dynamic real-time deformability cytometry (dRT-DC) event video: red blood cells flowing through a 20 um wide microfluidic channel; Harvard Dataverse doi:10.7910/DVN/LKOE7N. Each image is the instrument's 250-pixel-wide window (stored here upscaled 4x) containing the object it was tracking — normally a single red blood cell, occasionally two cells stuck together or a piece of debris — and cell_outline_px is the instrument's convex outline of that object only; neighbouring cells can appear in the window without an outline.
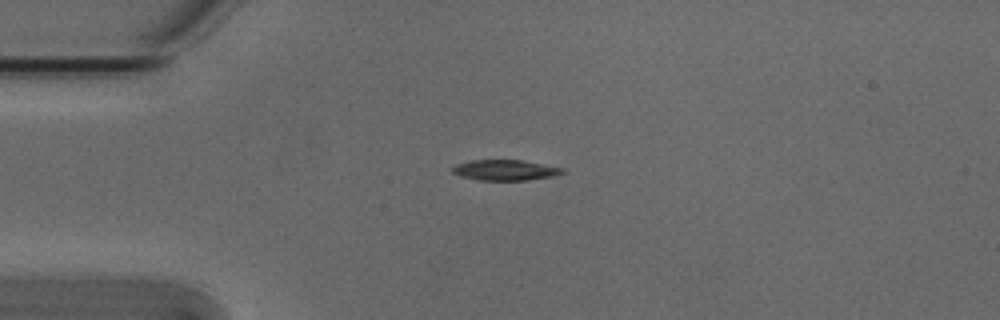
{"species": "Egyptian fruit bat (a non-hibernating species)", "species_latin": "Rousettus aegyptiacus", "temperature_condition": "cold", "stored_images_in_passage": 5, "camera_frame_rate_fps": 3000, "um_per_image_px": 0.085, "animal": {"sex": "male"}, "frame": {"image": 1, "passage_image": 1, "time_ms": 0.0, "image_size_px": [1000, 320], "cell_outline_px": [[568, 172], [552, 176], [528, 180], [480, 180], [460, 176], [452, 172], [452, 168], [456, 164], [472, 160], [520, 160], [564, 168]], "centroid_in_image_um": [42.96, 14.46], "position_along_channel_um": 42.0, "area_um2": 13.12}}
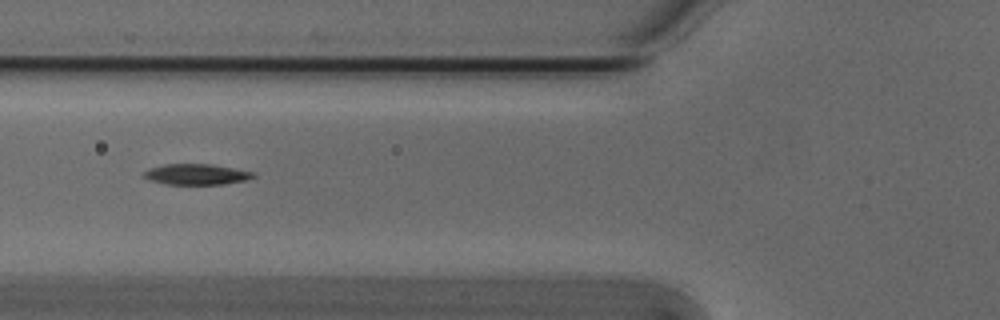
{"frame": {"image": 2, "passage_image": 3, "time_ms": 0.667, "image_size_px": [1000, 320], "cell_outline_px": [[256, 176], [244, 180], [224, 184], [164, 184], [148, 180], [144, 176], [144, 172], [152, 168], [164, 164], [212, 164], [256, 172]], "centroid_in_image_um": [16.72, 14.82], "position_along_channel_um": 109.1, "area_um2": 13.18}}
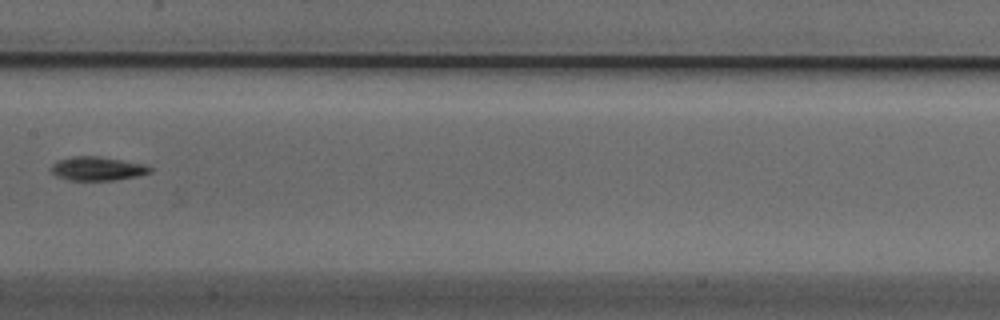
{"frame": {"image": 3, "passage_image": 5, "time_ms": 1.333, "image_size_px": [1000, 320], "cell_outline_px": [[152, 172], [140, 176], [116, 180], [72, 180], [56, 176], [52, 172], [52, 164], [56, 160], [72, 156], [100, 156], [144, 164], [152, 168]], "centroid_in_image_um": [8.3, 14.33], "position_along_channel_um": 199.1, "area_um2": 13.81}}